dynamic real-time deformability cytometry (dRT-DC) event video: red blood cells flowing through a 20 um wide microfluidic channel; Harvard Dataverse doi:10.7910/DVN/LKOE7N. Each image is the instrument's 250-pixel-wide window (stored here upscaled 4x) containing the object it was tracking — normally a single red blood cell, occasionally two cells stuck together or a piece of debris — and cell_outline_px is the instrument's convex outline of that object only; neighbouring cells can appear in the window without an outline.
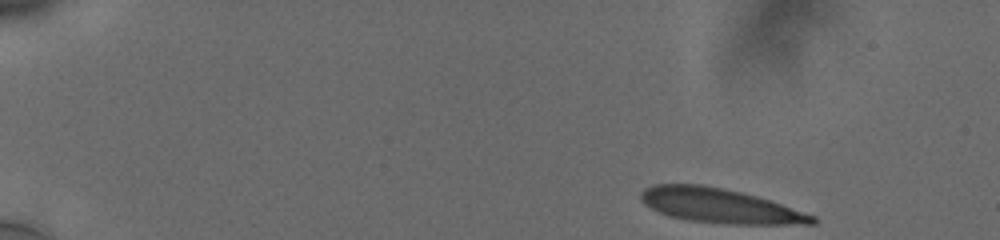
{"species": "human", "species_latin": "Homo sapiens", "temperature_condition": "cold", "stored_images_in_passage": 5, "camera_frame_rate_fps": 3000, "um_per_image_px": 0.085, "donor": {"sex": "male"}, "frame": {"image": 1, "passage_image": 1, "time_ms": 0.0, "image_size_px": [1000, 240], "cell_outline_px": [[816, 224], [728, 224], [684, 220], [668, 216], [644, 204], [640, 200], [640, 192], [644, 188], [652, 184], [700, 184], [724, 188], [756, 196], [816, 216]], "centroid_in_image_um": [61.12, 17.49], "position_along_channel_um": 23.9, "area_um2": 34.45}}
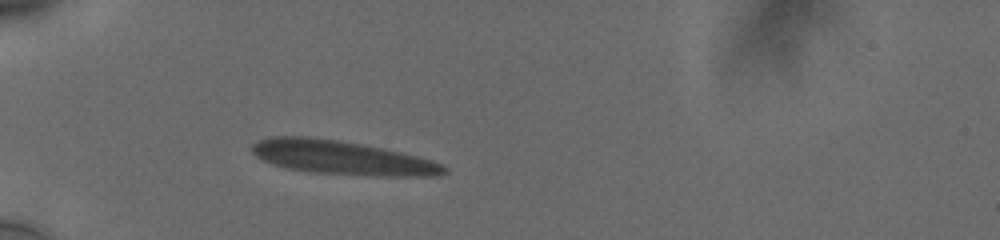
{"frame": {"image": 2, "passage_image": 5, "time_ms": 3.667, "image_size_px": [1000, 240], "cell_outline_px": [[448, 172], [440, 176], [380, 176], [308, 172], [284, 168], [272, 164], [256, 156], [252, 152], [252, 144], [260, 140], [272, 136], [308, 136], [336, 140], [384, 148], [432, 160], [448, 168]], "centroid_in_image_um": [29.07, 13.41], "position_along_channel_um": 55.9, "area_um2": 37.92}}